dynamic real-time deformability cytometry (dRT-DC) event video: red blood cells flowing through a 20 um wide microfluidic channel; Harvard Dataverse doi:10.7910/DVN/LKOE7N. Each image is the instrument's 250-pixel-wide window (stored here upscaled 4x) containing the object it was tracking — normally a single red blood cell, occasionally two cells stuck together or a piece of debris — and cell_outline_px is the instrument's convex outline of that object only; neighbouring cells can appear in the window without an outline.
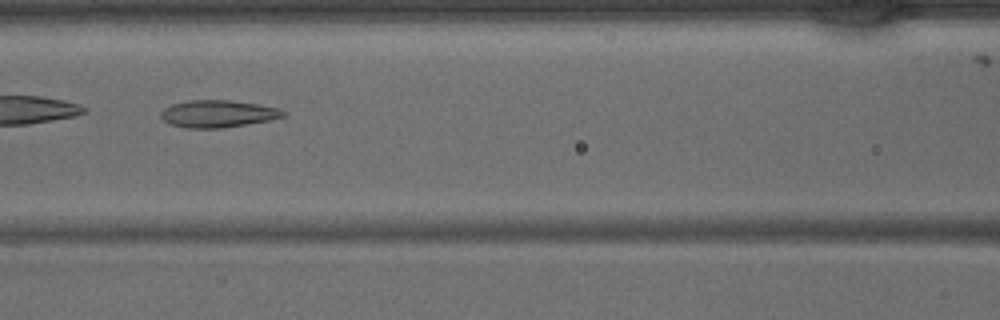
{"species": "common noctule bat (a hibernating species)", "species_latin": "Nyctalus noctula", "temperature_condition": "warm", "stored_images_in_passage": 37, "camera_frame_rate_fps": 3000, "um_per_image_px": 0.085, "animal": {"sex": "male", "body_mass_g": 15.6}, "frame": {"image": 1, "passage_image": 16, "time_ms": 5.0, "image_size_px": [1000, 320], "cell_outline_px": [[284, 116], [268, 120], [224, 128], [188, 128], [172, 124], [164, 120], [160, 116], [160, 112], [164, 108], [172, 104], [188, 100], [228, 100], [256, 104], [280, 108], [284, 112]], "centroid_in_image_um": [18.49, 9.66], "position_along_channel_um": 148.1, "area_um2": 19.19}}